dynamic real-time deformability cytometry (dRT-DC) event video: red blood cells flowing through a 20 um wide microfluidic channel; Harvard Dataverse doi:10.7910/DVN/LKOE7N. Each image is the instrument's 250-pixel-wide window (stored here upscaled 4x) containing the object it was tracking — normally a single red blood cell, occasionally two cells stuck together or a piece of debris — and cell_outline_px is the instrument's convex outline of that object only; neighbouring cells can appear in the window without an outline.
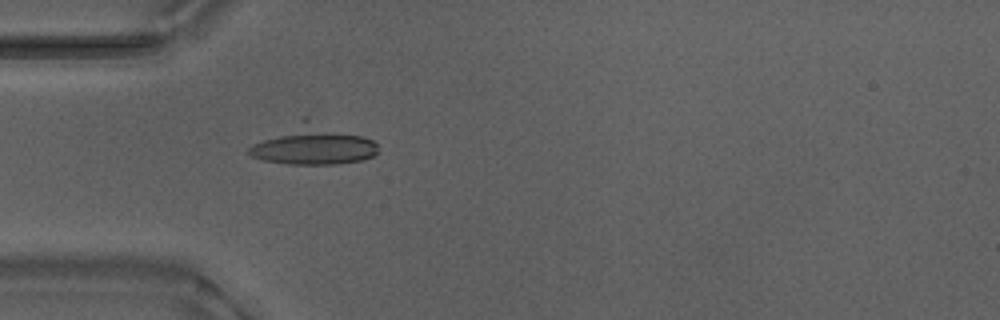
{"species": "Egyptian fruit bat (a non-hibernating species)", "species_latin": "Rousettus aegyptiacus", "temperature_condition": "warm", "stored_images_in_passage": 31, "camera_frame_rate_fps": 3000, "um_per_image_px": 0.085, "animal": {"sex": "male"}, "frame": {"image": 1, "passage_image": 1, "time_ms": 0.0, "image_size_px": [1000, 320], "cell_outline_px": [[376, 152], [372, 156], [360, 160], [336, 164], [288, 164], [264, 160], [252, 156], [248, 152], [248, 148], [252, 144], [304, 116], [308, 116], [364, 136], [372, 140], [376, 144]], "centroid_in_image_um": [26.59, 12.27], "position_along_channel_um": 58.4, "area_um2": 29.88}}
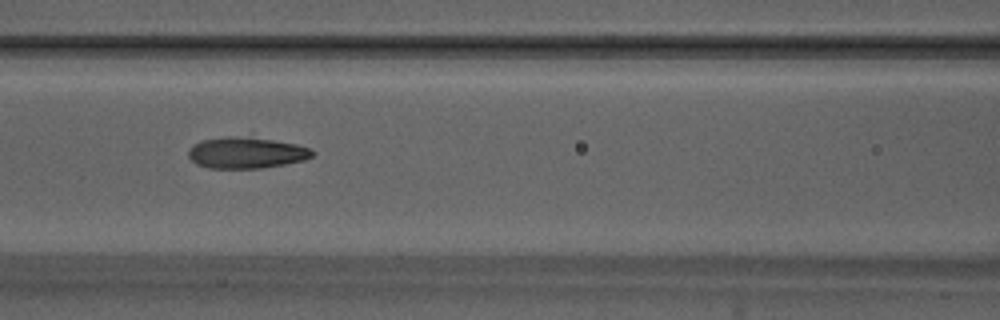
{"frame": {"image": 2, "passage_image": 8, "time_ms": 2.333, "image_size_px": [1000, 320], "cell_outline_px": [[316, 152], [312, 156], [304, 160], [284, 164], [260, 168], [208, 168], [196, 164], [188, 156], [188, 148], [192, 144], [200, 140], [228, 136], [240, 136], [272, 140], [296, 144], [308, 148]], "centroid_in_image_um": [20.88, 12.98], "position_along_channel_um": 145.7, "area_um2": 22.54}}
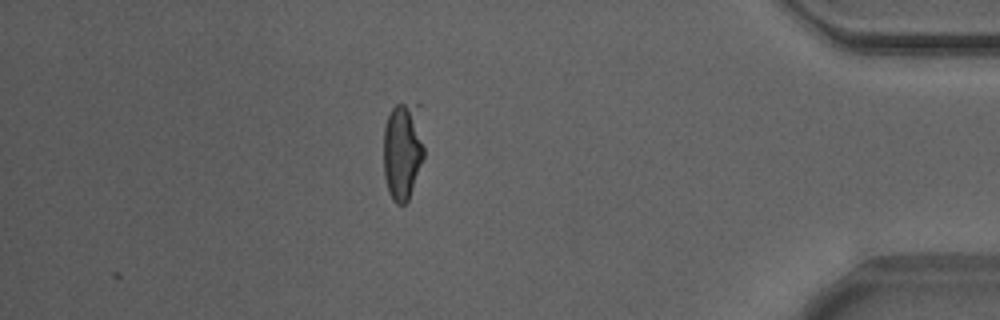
{"frame": {"image": 3, "passage_image": 31, "time_ms": 10.0, "image_size_px": [1000, 320], "cell_outline_px": [[424, 156], [408, 200], [404, 204], [396, 204], [392, 200], [388, 192], [384, 176], [384, 128], [388, 116], [392, 108], [396, 104], [420, 104], [424, 148]], "centroid_in_image_um": [34.24, 12.79], "position_along_channel_um": 401.0, "area_um2": 23.52}}